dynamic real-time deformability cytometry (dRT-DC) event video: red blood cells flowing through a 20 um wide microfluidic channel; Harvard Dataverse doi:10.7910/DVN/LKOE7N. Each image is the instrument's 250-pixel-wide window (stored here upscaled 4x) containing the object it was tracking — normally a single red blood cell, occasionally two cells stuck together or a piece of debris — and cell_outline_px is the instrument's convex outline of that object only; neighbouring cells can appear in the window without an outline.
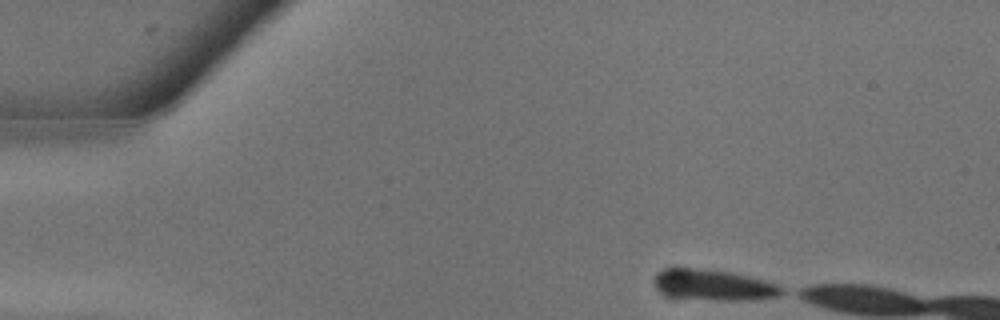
{"species": "common noctule bat (a hibernating species)", "species_latin": "Nyctalus noctula", "temperature_condition": "warm", "stored_images_in_passage": 4, "camera_frame_rate_fps": 3000, "um_per_image_px": 0.085, "animal": {"sex": "male", "body_mass_g": 13.3}, "frame": {"image": 1, "passage_image": 1, "time_ms": 0.0, "image_size_px": [1000, 320], "cell_outline_px": [[784, 292], [776, 296], [744, 300], [720, 300], [672, 296], [656, 288], [652, 284], [652, 276], [656, 272], [664, 268], [700, 268], [732, 272], [748, 276], [776, 284], [784, 288]], "centroid_in_image_um": [60.58, 24.2], "position_along_channel_um": 24.4, "area_um2": 22.77}}